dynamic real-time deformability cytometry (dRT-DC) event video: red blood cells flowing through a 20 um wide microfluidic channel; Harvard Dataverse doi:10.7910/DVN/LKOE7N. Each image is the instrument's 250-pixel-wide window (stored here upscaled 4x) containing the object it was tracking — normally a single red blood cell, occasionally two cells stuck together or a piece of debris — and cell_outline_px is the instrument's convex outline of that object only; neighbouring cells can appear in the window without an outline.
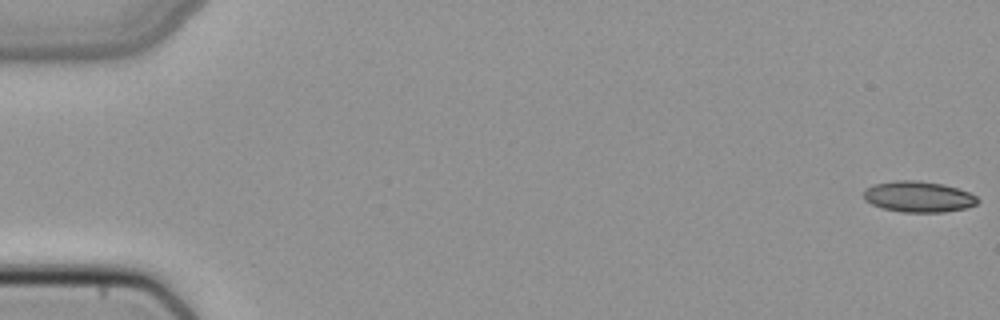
{"species": "common noctule bat (a hibernating species)", "species_latin": "Nyctalus noctula", "temperature_condition": "cold", "stored_images_in_passage": 51, "camera_frame_rate_fps": 3000, "um_per_image_px": 0.085, "animal": {"sex": "female", "body_mass_g": 22.7, "forearm_length_mm": 54.2}, "frame": {"image": 1, "passage_image": 1, "time_ms": 0.0, "image_size_px": [1000, 320], "cell_outline_px": [[980, 200], [976, 204], [964, 208], [944, 212], [900, 212], [884, 208], [872, 204], [864, 200], [864, 188], [872, 184], [896, 180], [916, 180], [944, 184], [968, 192], [976, 196]], "centroid_in_image_um": [78.04, 16.71], "position_along_channel_um": 7.0, "area_um2": 20.58}}
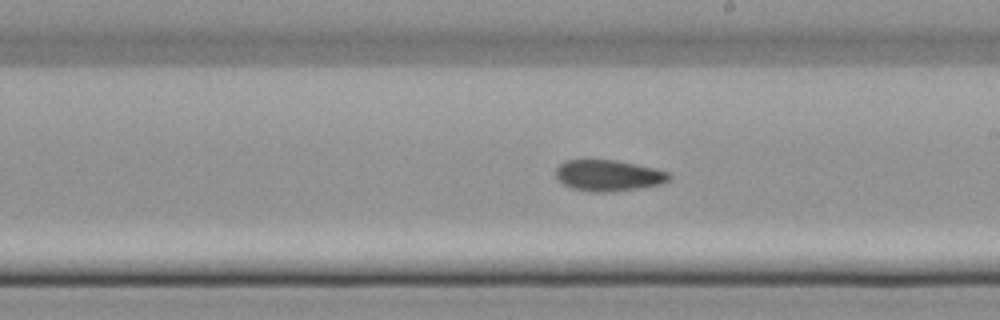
{"frame": {"image": 2, "passage_image": 30, "time_ms": 9.667, "image_size_px": [1000, 320], "cell_outline_px": [[672, 176], [664, 184], [640, 188], [608, 192], [592, 192], [572, 188], [564, 184], [556, 176], [556, 168], [564, 160], [584, 156], [588, 156], [616, 160], [656, 168], [668, 172]], "centroid_in_image_um": [51.69, 14.86], "position_along_channel_um": 237.3, "area_um2": 21.44}}
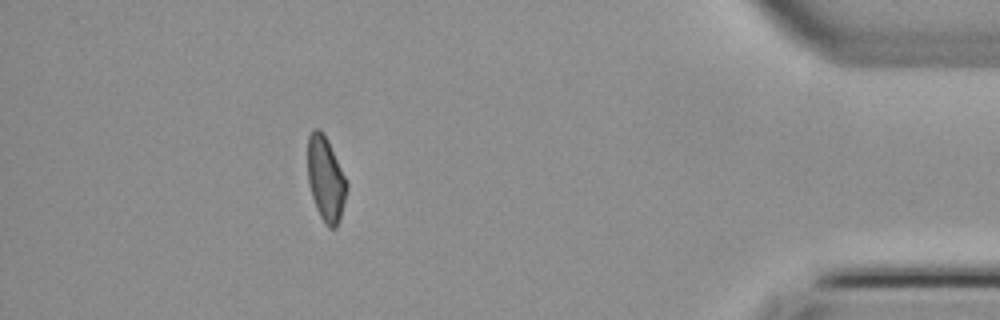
{"frame": {"image": 3, "passage_image": 46, "time_ms": 15.0, "image_size_px": [1000, 320], "cell_outline_px": [[348, 188], [340, 220], [336, 228], [328, 228], [320, 216], [316, 208], [312, 196], [308, 180], [308, 136], [312, 128], [320, 128], [324, 132], [328, 140], [348, 184]], "centroid_in_image_um": [27.69, 15.2], "position_along_channel_um": 407.5, "area_um2": 19.36}}